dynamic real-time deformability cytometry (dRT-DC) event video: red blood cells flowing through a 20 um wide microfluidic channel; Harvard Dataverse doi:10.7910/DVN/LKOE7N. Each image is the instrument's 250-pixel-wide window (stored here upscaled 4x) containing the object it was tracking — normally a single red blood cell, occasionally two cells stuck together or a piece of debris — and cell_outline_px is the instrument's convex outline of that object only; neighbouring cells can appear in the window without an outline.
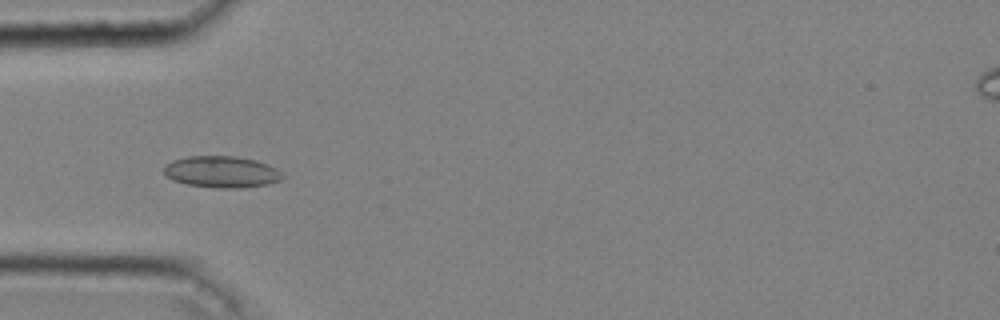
{"species": "common noctule bat (a hibernating species)", "species_latin": "Nyctalus noctula", "temperature_condition": "cold", "stored_images_in_passage": 46, "camera_frame_rate_fps": 3000, "um_per_image_px": 0.085, "animal": {"sex": "male", "body_mass_g": 20.4}, "frame": {"image": 1, "passage_image": 14, "time_ms": 4.333, "image_size_px": [1000, 320], "cell_outline_px": [[284, 176], [280, 180], [268, 184], [240, 188], [216, 188], [188, 184], [172, 180], [164, 172], [164, 168], [172, 160], [188, 156], [236, 156], [256, 160], [276, 168]], "centroid_in_image_um": [18.85, 14.61], "position_along_channel_um": 66.2, "area_um2": 21.68}}
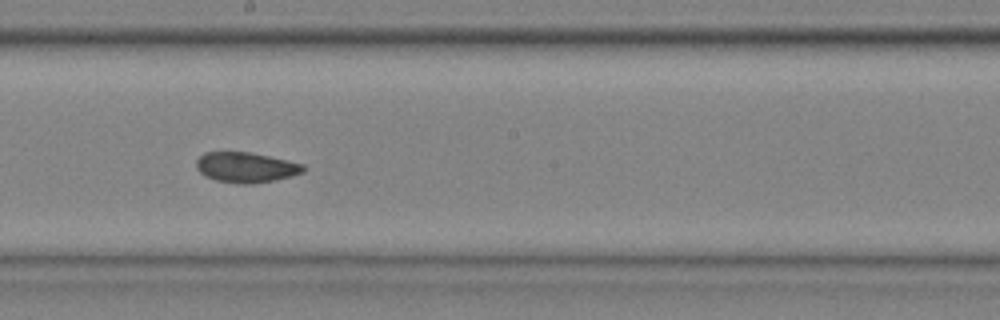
{"frame": {"image": 2, "passage_image": 26, "time_ms": 8.333, "image_size_px": [1000, 320], "cell_outline_px": [[308, 168], [304, 172], [292, 176], [252, 184], [240, 184], [216, 180], [204, 176], [196, 168], [196, 160], [204, 152], [252, 152], [288, 160], [304, 164]], "centroid_in_image_um": [20.93, 14.22], "position_along_channel_um": 227.3, "area_um2": 19.07}}
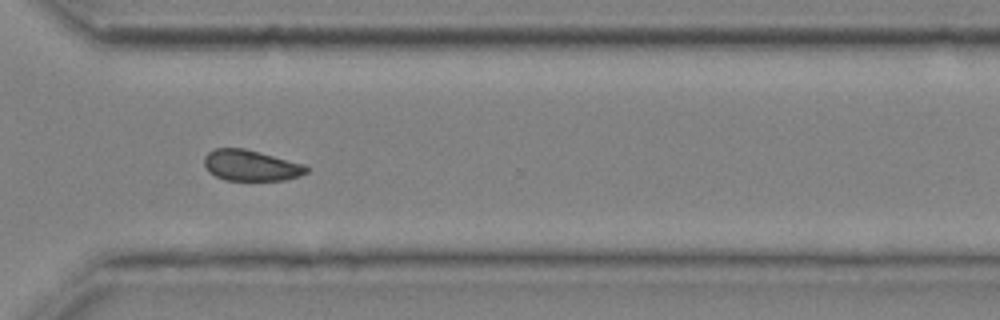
{"frame": {"image": 3, "passage_image": 35, "time_ms": 11.333, "image_size_px": [1000, 320], "cell_outline_px": [[308, 172], [300, 176], [284, 180], [224, 180], [208, 172], [204, 164], [204, 156], [208, 152], [216, 148], [244, 148], [260, 152], [304, 164], [308, 168]], "centroid_in_image_um": [21.31, 14.06], "position_along_channel_um": 349.3, "area_um2": 18.44}, "authors_computed_cell_mechanics": {"area_um2": 19.363, "velocity_mm_per_s": 4.0423, "shape_relaxation_time_tau1_ms": null, "shape_relaxation_time_tau2_ms": 1.941, "deformation_change_tau1": null, "deformation_change_tau2": 0.052}}